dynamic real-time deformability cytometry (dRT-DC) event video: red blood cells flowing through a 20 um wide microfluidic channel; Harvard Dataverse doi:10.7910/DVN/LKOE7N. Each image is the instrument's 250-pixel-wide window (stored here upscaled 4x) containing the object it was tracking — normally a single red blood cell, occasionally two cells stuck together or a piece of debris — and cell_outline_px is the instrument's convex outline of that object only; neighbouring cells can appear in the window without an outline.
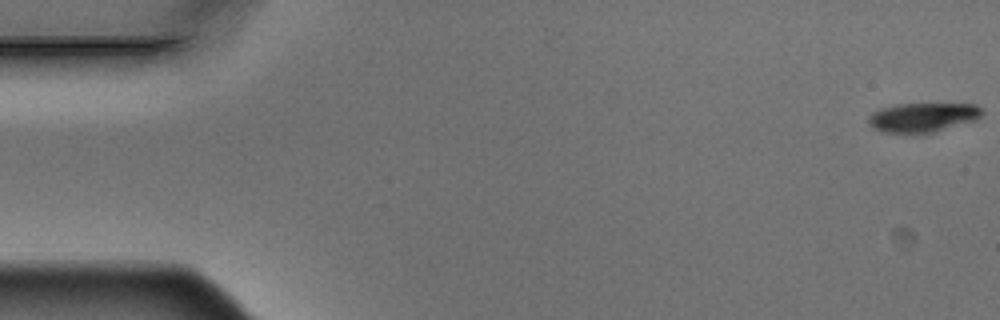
{"species": "Egyptian fruit bat (a non-hibernating species)", "species_latin": "Rousettus aegyptiacus", "temperature_condition": "warm", "stored_images_in_passage": 5, "camera_frame_rate_fps": 3000, "um_per_image_px": 0.085, "animal": {"sex": "male"}, "frame": {"image": 1, "passage_image": 1, "time_ms": 0.0, "image_size_px": [1000, 320], "cell_outline_px": [[984, 112], [976, 120], [936, 132], [880, 132], [872, 128], [868, 120], [868, 116], [872, 112], [880, 108], [896, 104], [976, 104]], "centroid_in_image_um": [78.43, 9.97], "position_along_channel_um": 6.6, "area_um2": 19.36}}
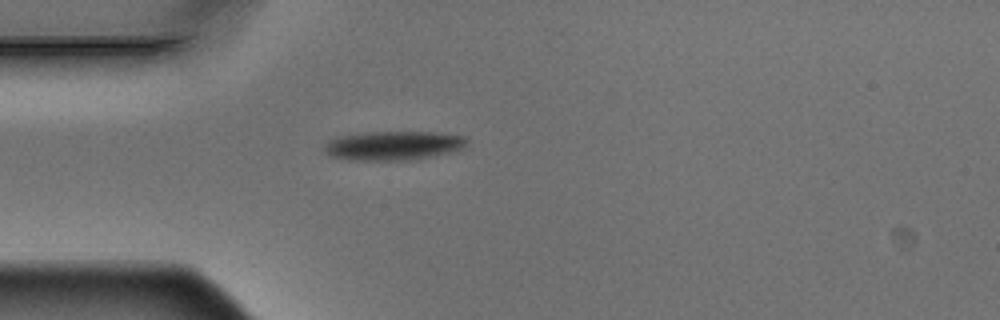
{"frame": {"image": 2, "passage_image": 5, "time_ms": 1.333, "image_size_px": [1000, 320], "cell_outline_px": [[468, 140], [464, 148], [452, 152], [416, 160], [348, 160], [328, 156], [324, 152], [324, 144], [328, 140], [340, 136], [364, 132], [436, 132], [468, 136]], "centroid_in_image_um": [33.45, 12.38], "position_along_channel_um": 51.6, "area_um2": 24.68}}